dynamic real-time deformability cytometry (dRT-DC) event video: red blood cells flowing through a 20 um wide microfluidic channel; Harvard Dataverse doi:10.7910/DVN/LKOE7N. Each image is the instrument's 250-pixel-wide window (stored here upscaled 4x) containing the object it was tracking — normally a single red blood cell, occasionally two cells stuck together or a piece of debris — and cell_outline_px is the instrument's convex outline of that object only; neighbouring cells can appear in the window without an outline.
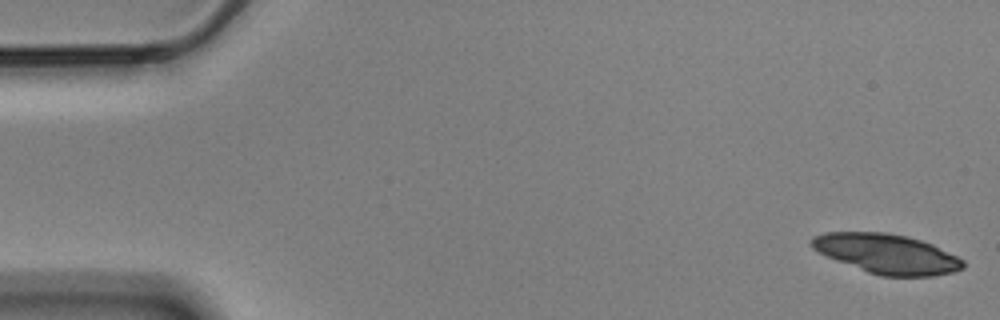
{"species": "Egyptian fruit bat (a non-hibernating species)", "species_latin": "Rousettus aegyptiacus", "temperature_condition": "cold", "stored_images_in_passage": 56, "camera_frame_rate_fps": 3000, "um_per_image_px": 0.085, "animal": {"sex": "male"}, "frame": {"image": 1, "passage_image": 1, "time_ms": 0.0, "image_size_px": [1000, 320], "cell_outline_px": [[964, 268], [952, 272], [932, 276], [880, 276], [868, 272], [824, 256], [812, 248], [808, 244], [812, 236], [828, 232], [884, 232], [908, 236], [932, 244], [964, 260]], "centroid_in_image_um": [75.33, 21.57], "position_along_channel_um": 9.7, "area_um2": 35.03}}